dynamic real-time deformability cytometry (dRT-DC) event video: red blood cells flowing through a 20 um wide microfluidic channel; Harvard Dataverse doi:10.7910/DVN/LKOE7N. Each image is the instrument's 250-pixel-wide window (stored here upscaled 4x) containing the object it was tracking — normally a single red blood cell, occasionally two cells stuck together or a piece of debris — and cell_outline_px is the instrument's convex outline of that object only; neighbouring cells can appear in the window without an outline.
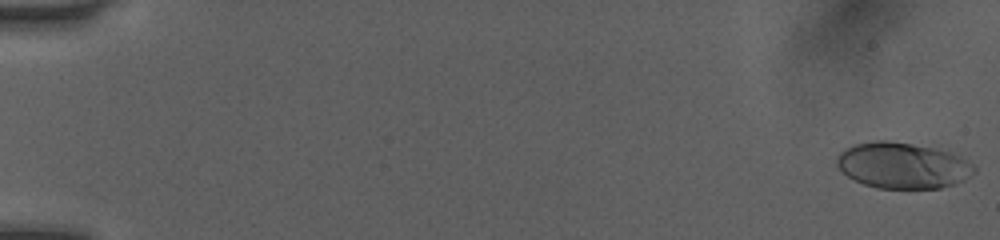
{"species": "human", "species_latin": "Homo sapiens", "temperature_condition": "room temperature", "stored_images_in_passage": 51, "camera_frame_rate_fps": 3000, "um_per_image_px": 0.085, "donor": {"sex": "female"}, "frame": {"image": 1, "passage_image": 1, "time_ms": 0.0, "image_size_px": [1000, 240], "cell_outline_px": [[976, 172], [972, 176], [964, 180], [940, 188], [876, 188], [864, 184], [848, 176], [836, 164], [836, 156], [844, 148], [856, 144], [872, 140], [888, 140], [912, 144], [952, 152], [960, 156], [972, 164], [976, 168]], "centroid_in_image_um": [76.73, 14.06], "position_along_channel_um": 8.3, "area_um2": 36.82}}
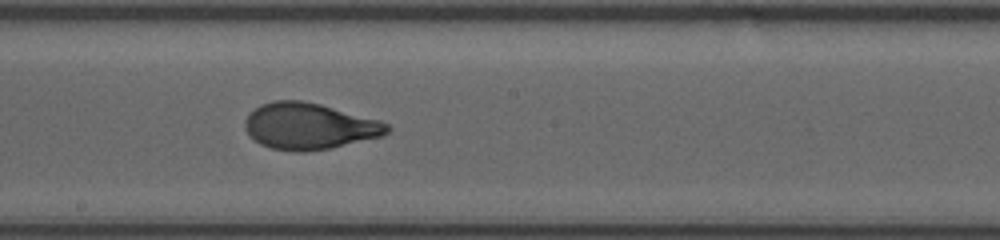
{"frame": {"image": 2, "passage_image": 30, "time_ms": 9.667, "image_size_px": [1000, 240], "cell_outline_px": [[392, 128], [384, 136], [328, 148], [304, 152], [296, 152], [272, 148], [260, 144], [248, 136], [244, 128], [244, 120], [260, 104], [272, 100], [300, 100], [320, 104], [380, 120], [388, 124]], "centroid_in_image_um": [26.27, 10.72], "position_along_channel_um": 221.9, "area_um2": 38.49}}
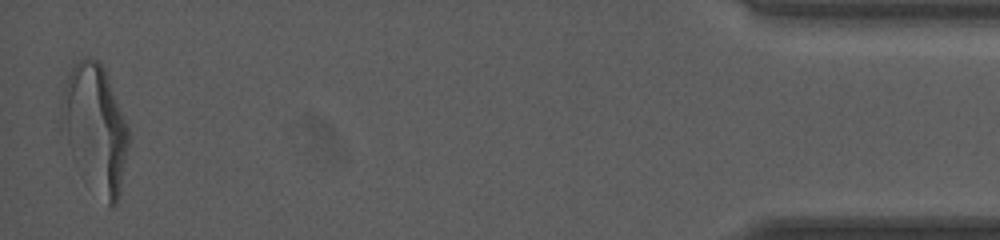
{"frame": {"image": 3, "passage_image": 51, "time_ms": 16.667, "image_size_px": [1000, 240], "cell_outline_px": [[128, 148], [120, 192], [116, 204], [108, 208], [72, 156], [60, 128], [60, 100], [68, 76], [72, 68], [80, 60], [88, 56], [92, 56], [104, 68], [108, 76], [128, 124]], "centroid_in_image_um": [8.09, 10.86], "position_along_channel_um": 427.1, "area_um2": 49.36}, "authors_computed_cell_mechanics": {"area_um2": 37.859, "velocity_mm_per_s": 4.0713, "shape_relaxation_time_tau1_ms": 5.1842, "shape_relaxation_time_tau2_ms": null, "deformation_change_tau1": 0.2317, "deformation_change_tau2": null}}